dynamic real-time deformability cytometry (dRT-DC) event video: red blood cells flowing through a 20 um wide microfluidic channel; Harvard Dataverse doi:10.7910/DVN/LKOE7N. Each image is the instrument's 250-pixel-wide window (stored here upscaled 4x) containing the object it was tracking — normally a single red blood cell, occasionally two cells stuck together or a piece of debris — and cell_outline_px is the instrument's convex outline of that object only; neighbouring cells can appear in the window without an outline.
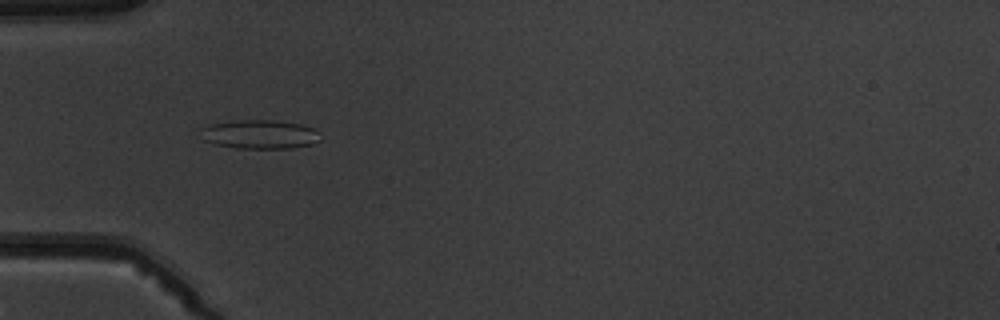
{"species": "common noctule bat (a hibernating species)", "species_latin": "Nyctalus noctula", "temperature_condition": "warm", "stored_images_in_passage": 2, "camera_frame_rate_fps": 3000, "um_per_image_px": 0.085, "animal": {"sex": "male", "body_mass_g": 19.5, "forearm_length_mm": 54.6}, "frame": {"image": 1, "passage_image": 1, "time_ms": 0.0, "image_size_px": [1000, 320], "cell_outline_px": [[320, 140], [312, 144], [292, 148], [236, 148], [216, 144], [204, 140], [200, 128], [208, 124], [232, 120], [272, 120], [300, 124], [312, 128], [320, 132]], "centroid_in_image_um": [22.07, 11.41], "position_along_channel_um": 62.9, "area_um2": 20.23}}
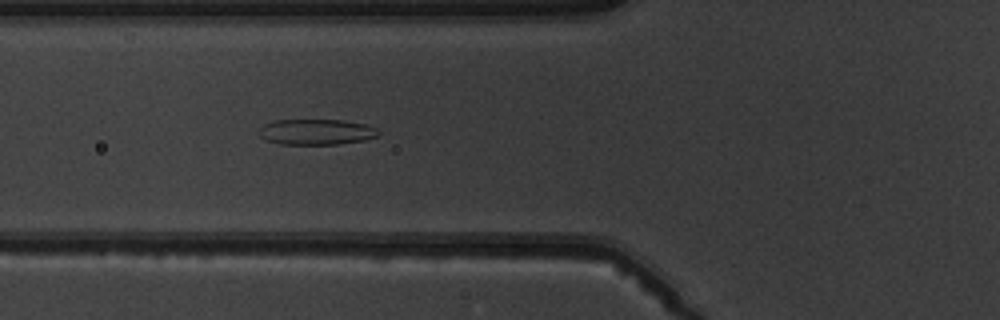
{"frame": {"image": 2, "passage_image": 2, "time_ms": 1.0, "image_size_px": [1000, 320], "cell_outline_px": [[380, 132], [376, 136], [364, 140], [340, 144], [280, 144], [268, 140], [260, 136], [260, 128], [264, 124], [272, 120], [344, 120], [364, 124], [376, 128]], "centroid_in_image_um": [26.89, 11.21], "position_along_channel_um": 98.9, "area_um2": 17.74}}